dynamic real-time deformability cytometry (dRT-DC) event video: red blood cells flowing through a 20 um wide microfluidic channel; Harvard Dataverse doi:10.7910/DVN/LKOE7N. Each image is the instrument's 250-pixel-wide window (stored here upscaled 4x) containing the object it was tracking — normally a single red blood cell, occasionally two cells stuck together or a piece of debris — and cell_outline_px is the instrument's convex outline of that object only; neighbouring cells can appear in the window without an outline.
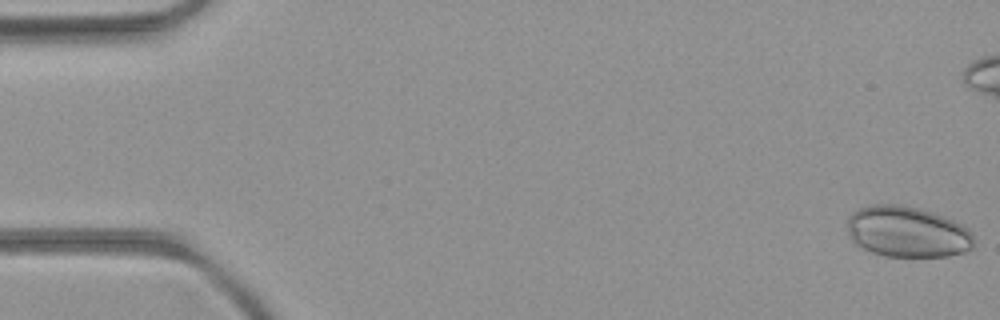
{"species": "common noctule bat (a hibernating species)", "species_latin": "Nyctalus noctula", "temperature_condition": "room temperature", "stored_images_in_passage": 53, "camera_frame_rate_fps": 3000, "um_per_image_px": 0.085, "animal": {"sex": "female", "body_mass_g": 21.9}, "frame": {"image": 1, "passage_image": 1, "time_ms": 0.0, "image_size_px": [1000, 320], "cell_outline_px": [[972, 248], [964, 252], [948, 256], [884, 256], [872, 252], [856, 244], [852, 240], [848, 232], [848, 216], [852, 212], [860, 208], [872, 204], [900, 204], [920, 208], [932, 212], [952, 220], [968, 228], [972, 232]], "centroid_in_image_um": [77.1, 19.69], "position_along_channel_um": 7.9, "area_um2": 37.51}}
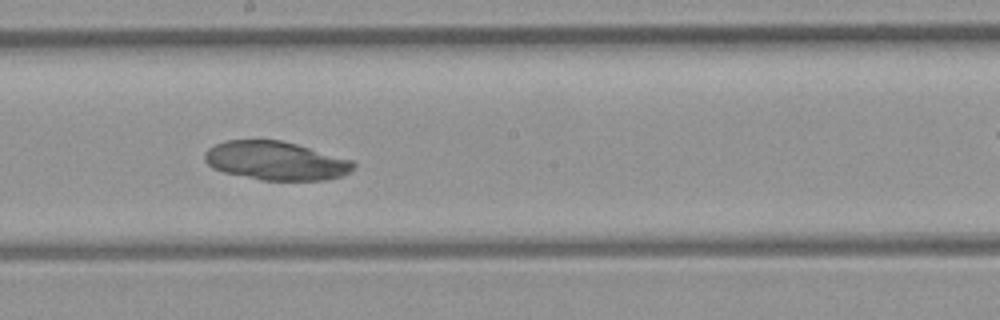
{"frame": {"image": 2, "passage_image": 29, "time_ms": 9.333, "image_size_px": [1000, 320], "cell_outline_px": [[356, 164], [352, 172], [344, 176], [324, 180], [260, 180], [224, 172], [212, 168], [204, 160], [204, 152], [208, 148], [216, 144], [228, 140], [280, 140], [296, 144], [352, 160]], "centroid_in_image_um": [23.45, 13.67], "position_along_channel_um": 224.7, "area_um2": 33.58}}
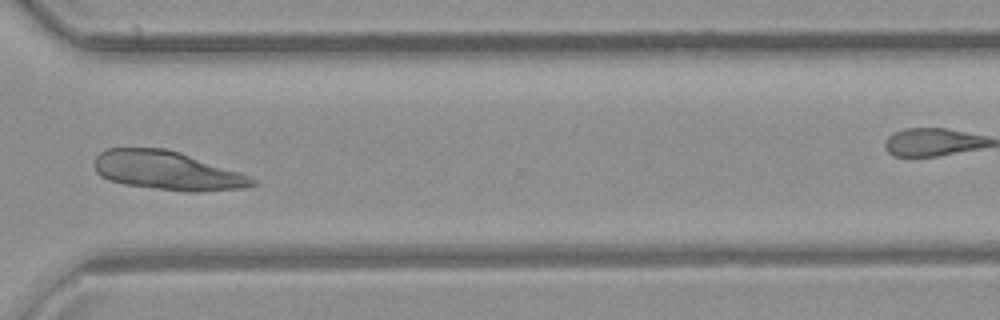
{"frame": {"image": 3, "passage_image": 39, "time_ms": 12.667, "image_size_px": [1000, 320], "cell_outline_px": [[256, 184], [248, 188], [200, 192], [184, 192], [124, 184], [108, 180], [100, 176], [96, 172], [96, 156], [100, 152], [108, 148], [164, 148], [180, 152], [240, 172], [256, 180]], "centroid_in_image_um": [14.24, 14.51], "position_along_channel_um": 356.4, "area_um2": 35.78}}